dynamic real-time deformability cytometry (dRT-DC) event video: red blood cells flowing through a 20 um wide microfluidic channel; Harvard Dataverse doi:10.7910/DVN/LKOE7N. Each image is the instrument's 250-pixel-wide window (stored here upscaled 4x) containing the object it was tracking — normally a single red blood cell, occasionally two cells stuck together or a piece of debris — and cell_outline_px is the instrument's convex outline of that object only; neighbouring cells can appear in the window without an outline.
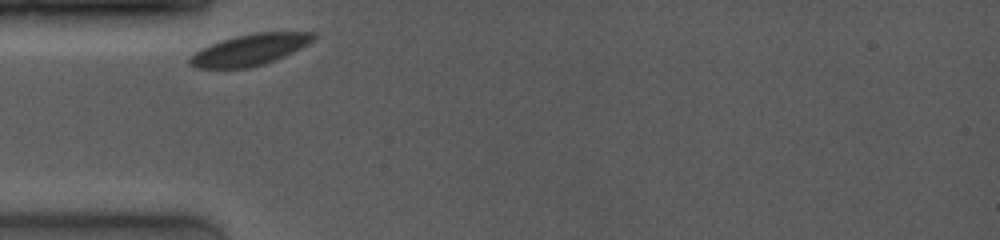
{"species": "common noctule bat (a hibernating species)", "species_latin": "Nyctalus noctula", "temperature_condition": "room temperature", "stored_images_in_passage": 38, "camera_frame_rate_fps": 4000, "um_per_image_px": 0.085, "animal": {"sex": "female", "body_mass_g": 19.0, "forearm_length_mm": 53.3}, "frame": {"image": 1, "passage_image": 1, "time_ms": 0.0, "image_size_px": [1000, 240], "cell_outline_px": [[316, 36], [308, 44], [284, 56], [264, 64], [248, 68], [196, 68], [188, 64], [188, 56], [200, 48], [220, 40], [236, 36], [256, 32], [316, 32]], "centroid_in_image_um": [21.18, 4.23], "position_along_channel_um": 63.8, "area_um2": 22.6}}
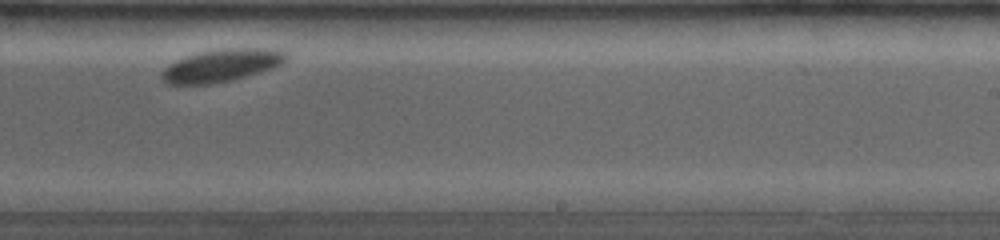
{"frame": {"image": 2, "passage_image": 24, "time_ms": 5.75, "image_size_px": [1000, 240], "cell_outline_px": [[288, 60], [272, 68], [232, 80], [212, 84], [168, 84], [160, 80], [160, 72], [164, 68], [176, 60], [200, 52], [224, 48], [268, 48], [284, 52], [288, 56]], "centroid_in_image_um": [18.8, 5.57], "position_along_channel_um": 270.2, "area_um2": 23.52}}
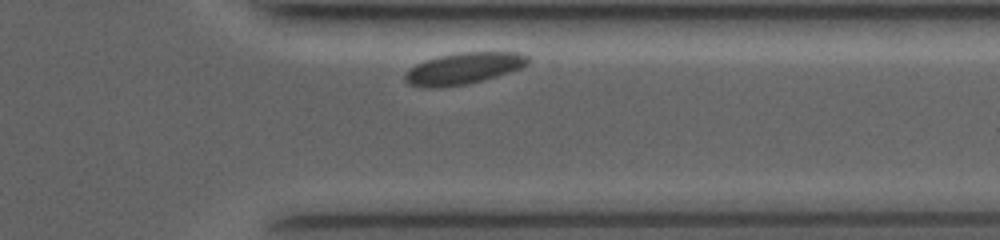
{"frame": {"image": 3, "passage_image": 35, "time_ms": 8.5, "image_size_px": [1000, 240], "cell_outline_px": [[532, 60], [528, 64], [520, 68], [484, 80], [468, 84], [436, 88], [428, 88], [408, 84], [404, 80], [404, 76], [408, 68], [424, 60], [440, 56], [460, 52], [520, 52], [528, 56]], "centroid_in_image_um": [39.4, 5.82], "position_along_channel_um": 372.0, "area_um2": 22.77}, "authors_computed_cell_mechanics": {"area_um2": 23.0044, "velocity_mm_per_s": 3.6146, "shape_relaxation_time_tau1_ms": 0.3955, "shape_relaxation_time_tau2_ms": null, "deformation_change_tau1": 0.016, "deformation_change_tau2": null}}